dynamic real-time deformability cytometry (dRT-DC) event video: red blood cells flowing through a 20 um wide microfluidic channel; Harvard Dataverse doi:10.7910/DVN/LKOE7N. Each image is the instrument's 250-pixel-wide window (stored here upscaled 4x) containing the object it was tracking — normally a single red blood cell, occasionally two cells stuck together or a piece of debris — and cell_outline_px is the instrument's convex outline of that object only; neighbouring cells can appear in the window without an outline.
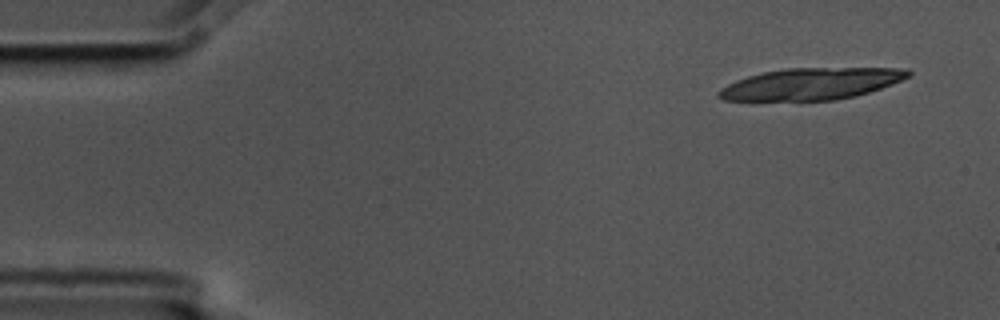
{"species": "common noctule bat (a hibernating species)", "species_latin": "Nyctalus noctula", "temperature_condition": "cold", "stored_images_in_passage": 8, "camera_frame_rate_fps": 3000, "um_per_image_px": 0.085, "animal": {"sex": "male", "body_mass_g": 17.5, "forearm_length_mm": 52.3}, "frame": {"image": 1, "passage_image": 1, "time_ms": 0.0, "image_size_px": [1000, 320], "cell_outline_px": [[912, 76], [892, 84], [856, 96], [836, 100], [724, 100], [716, 96], [716, 92], [720, 88], [736, 80], [748, 76], [764, 72], [784, 68], [908, 68], [912, 72]], "centroid_in_image_um": [68.97, 7.12], "position_along_channel_um": 16.0, "area_um2": 35.03}}
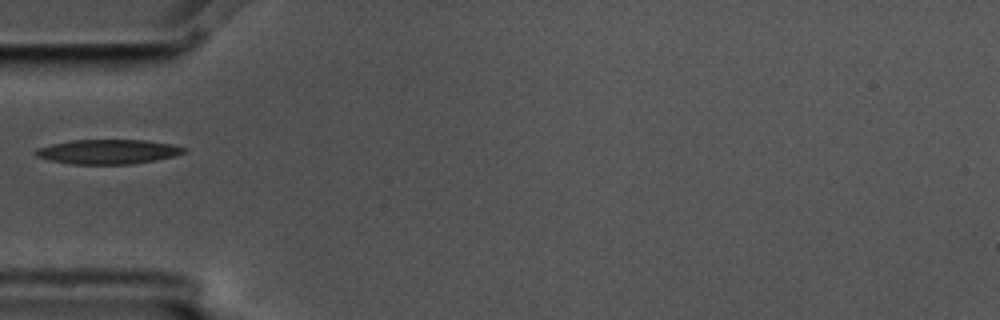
{"frame": {"image": 2, "passage_image": 5, "time_ms": 1.333, "image_size_px": [1000, 320], "cell_outline_px": [[188, 152], [176, 156], [132, 164], [72, 164], [52, 160], [36, 156], [32, 152], [36, 148], [52, 144], [72, 140], [144, 140], [172, 144], [188, 148]], "centroid_in_image_um": [9.22, 12.89], "position_along_channel_um": 75.8, "area_um2": 21.27}}